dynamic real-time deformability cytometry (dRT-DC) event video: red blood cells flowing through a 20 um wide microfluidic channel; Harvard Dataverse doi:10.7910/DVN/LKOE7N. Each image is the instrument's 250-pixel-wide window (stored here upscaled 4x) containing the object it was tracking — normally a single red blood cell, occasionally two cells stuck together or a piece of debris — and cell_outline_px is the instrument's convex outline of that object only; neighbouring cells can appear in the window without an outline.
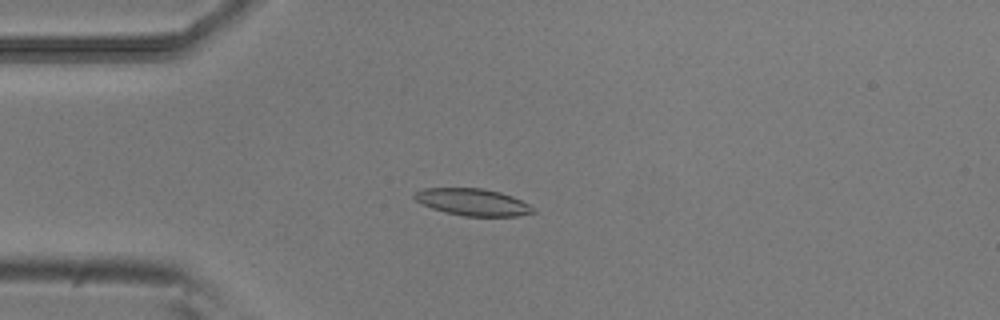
{"species": "common noctule bat (a hibernating species)", "species_latin": "Nyctalus noctula", "temperature_condition": "room temperature", "stored_images_in_passage": 50, "camera_frame_rate_fps": 3000, "um_per_image_px": 0.085, "animal": {"sex": "male", "body_mass_g": 20.5, "forearm_length_mm": 52.5}, "frame": {"image": 1, "passage_image": 11, "time_ms": 3.333, "image_size_px": [1000, 320], "cell_outline_px": [[536, 212], [516, 216], [464, 216], [444, 212], [420, 204], [412, 196], [416, 192], [424, 188], [480, 188], [500, 192], [512, 196], [536, 208]], "centroid_in_image_um": [40.17, 17.18], "position_along_channel_um": 44.8, "area_um2": 18.67}}
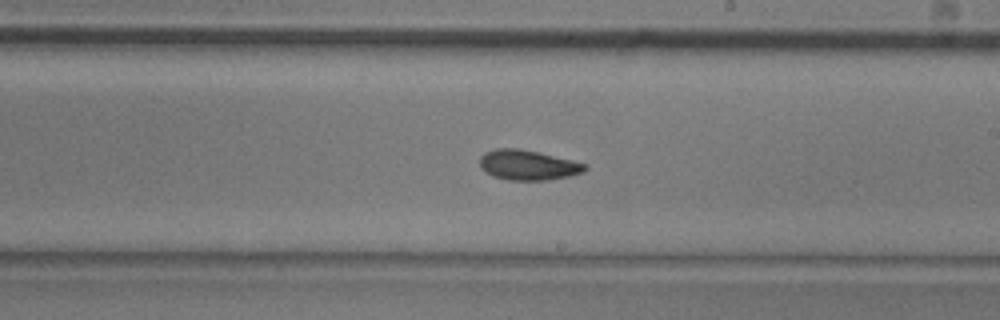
{"frame": {"image": 2, "passage_image": 28, "time_ms": 9.0, "image_size_px": [1000, 320], "cell_outline_px": [[588, 168], [584, 172], [568, 176], [548, 180], [508, 180], [492, 176], [480, 168], [480, 156], [484, 152], [496, 148], [520, 148], [540, 152], [588, 164]], "centroid_in_image_um": [44.87, 14.02], "position_along_channel_um": 244.1, "area_um2": 18.67}}
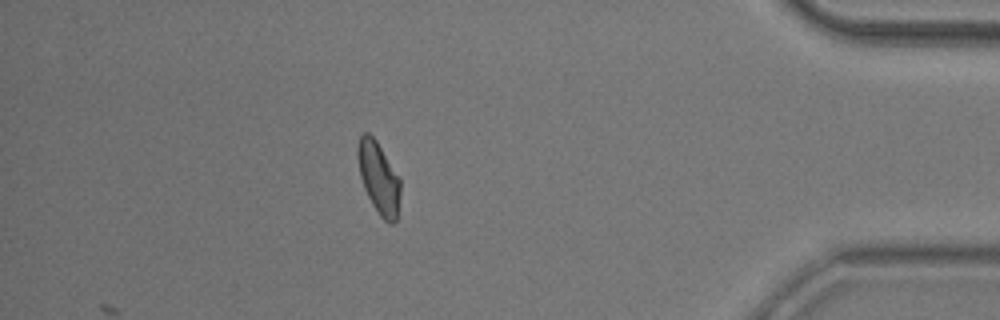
{"frame": {"image": 3, "passage_image": 44, "time_ms": 14.333, "image_size_px": [1000, 320], "cell_outline_px": [[400, 192], [396, 220], [392, 224], [388, 224], [380, 216], [372, 204], [364, 188], [360, 176], [356, 156], [356, 148], [360, 136], [364, 132], [368, 132], [376, 140], [400, 176]], "centroid_in_image_um": [32.18, 15.09], "position_along_channel_um": 403.0, "area_um2": 18.03}, "authors_computed_cell_mechanics": {"area_um2": 18.207, "velocity_mm_per_s": 3.8002, "shape_relaxation_time_tau1_ms": 5.8305, "shape_relaxation_time_tau2_ms": 5.3591, "deformation_change_tau1": 0.1499, "deformation_change_tau2": 0.1167}}